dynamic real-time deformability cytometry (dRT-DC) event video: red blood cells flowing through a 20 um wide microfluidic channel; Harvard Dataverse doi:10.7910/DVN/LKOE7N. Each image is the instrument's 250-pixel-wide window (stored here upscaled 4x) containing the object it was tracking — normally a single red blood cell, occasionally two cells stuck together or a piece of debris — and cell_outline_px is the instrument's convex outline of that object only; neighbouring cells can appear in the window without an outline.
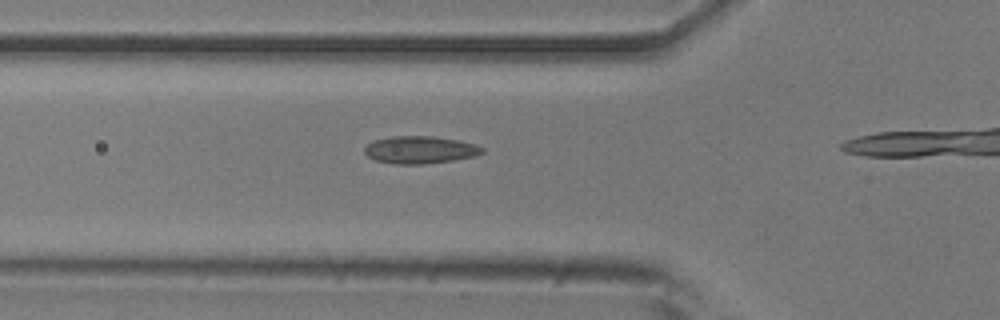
{"species": "common noctule bat (a hibernating species)", "species_latin": "Nyctalus noctula", "temperature_condition": "room temperature", "stored_images_in_passage": 10, "camera_frame_rate_fps": 3000, "um_per_image_px": 0.085, "animal": {"sex": "male", "body_mass_g": 20.5, "forearm_length_mm": 52.5}, "frame": {"image": 1, "passage_image": 2, "time_ms": 0.333, "image_size_px": [1000, 320], "cell_outline_px": [[484, 152], [476, 156], [452, 160], [424, 164], [396, 164], [376, 160], [368, 156], [364, 152], [364, 148], [368, 144], [376, 140], [392, 136], [432, 136], [460, 140], [476, 144], [484, 148]], "centroid_in_image_um": [35.74, 12.73], "position_along_channel_um": 90.1, "area_um2": 18.79}}
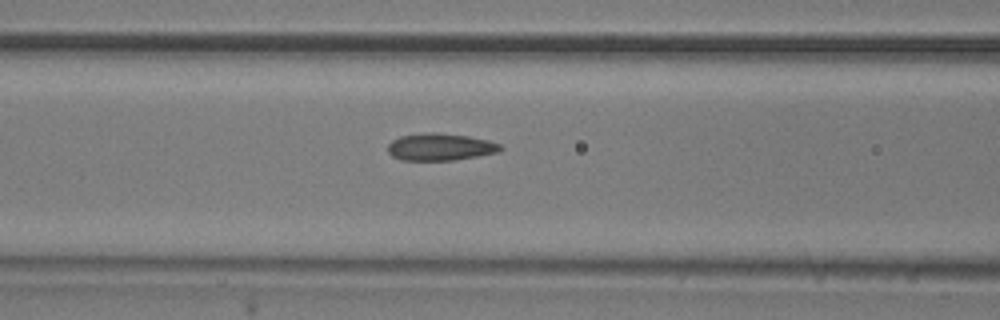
{"frame": {"image": 2, "passage_image": 5, "time_ms": 1.333, "image_size_px": [1000, 320], "cell_outline_px": [[504, 148], [500, 152], [452, 160], [400, 160], [392, 156], [388, 152], [388, 144], [392, 140], [400, 136], [428, 132], [436, 132], [468, 136], [488, 140], [500, 144]], "centroid_in_image_um": [37.42, 12.48], "position_along_channel_um": 129.2, "area_um2": 17.86}}
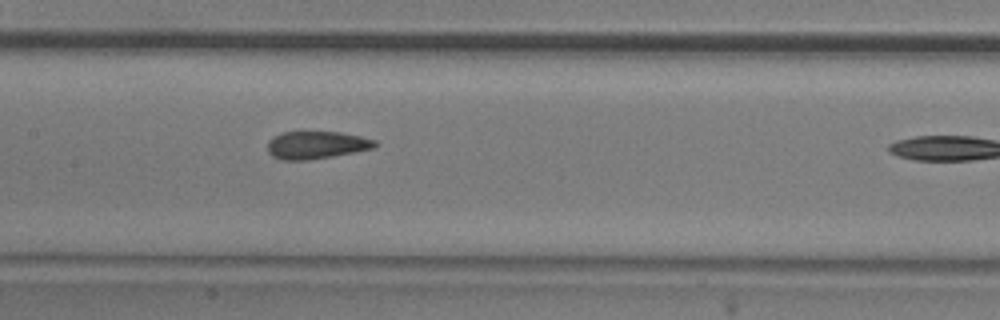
{"frame": {"image": 3, "passage_image": 9, "time_ms": 2.667, "image_size_px": [1000, 320], "cell_outline_px": [[376, 148], [332, 156], [308, 160], [280, 160], [272, 156], [268, 152], [268, 140], [284, 132], [340, 132], [360, 136], [376, 140]], "centroid_in_image_um": [26.9, 12.33], "position_along_channel_um": 180.5, "area_um2": 17.22}}